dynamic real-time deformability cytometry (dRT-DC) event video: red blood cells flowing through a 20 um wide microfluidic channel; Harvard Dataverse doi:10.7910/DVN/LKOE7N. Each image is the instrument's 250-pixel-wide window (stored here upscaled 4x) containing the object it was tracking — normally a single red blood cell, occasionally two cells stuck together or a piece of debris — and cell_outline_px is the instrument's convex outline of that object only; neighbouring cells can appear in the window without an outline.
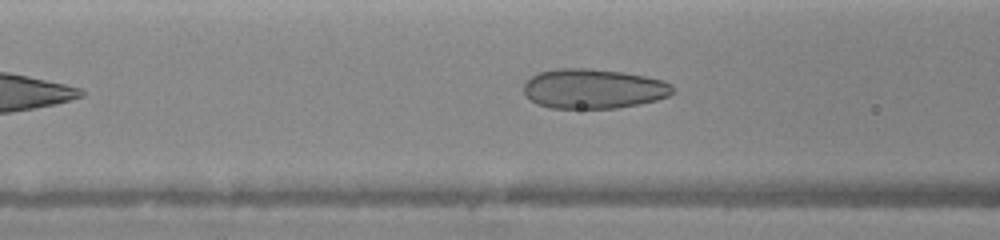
{"species": "human", "species_latin": "Homo sapiens", "temperature_condition": "warm", "stored_images_in_passage": 30, "camera_frame_rate_fps": 3000, "um_per_image_px": 0.085, "donor": {"sex": "female"}, "frame": {"image": 1, "passage_image": 8, "time_ms": 3.333, "image_size_px": [1000, 240], "cell_outline_px": [[672, 92], [668, 96], [656, 100], [640, 104], [616, 108], [548, 108], [536, 104], [524, 96], [524, 84], [532, 76], [540, 72], [560, 68], [592, 68], [624, 72], [664, 80], [672, 84]], "centroid_in_image_um": [50.42, 7.54], "position_along_channel_um": 116.2, "area_um2": 34.68}}
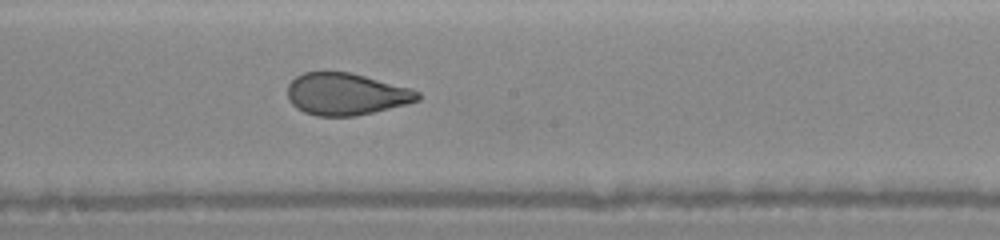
{"frame": {"image": 2, "passage_image": 15, "time_ms": 5.667, "image_size_px": [1000, 240], "cell_outline_px": [[420, 100], [408, 104], [356, 116], [316, 116], [304, 112], [296, 108], [288, 100], [288, 84], [296, 76], [304, 72], [348, 72], [412, 88], [420, 92]], "centroid_in_image_um": [29.42, 8.01], "position_along_channel_um": 218.8, "area_um2": 31.96}}
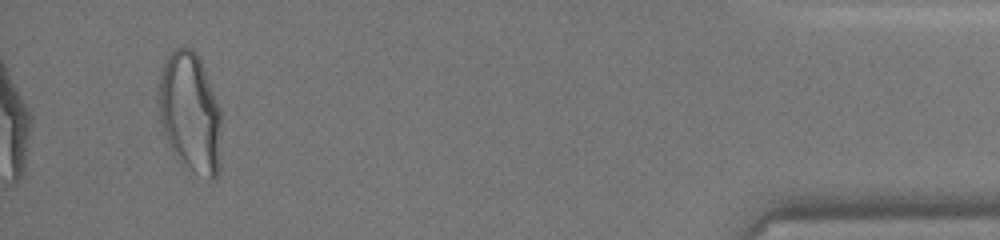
{"frame": {"image": 3, "passage_image": 30, "time_ms": 11.667, "image_size_px": [1000, 240], "cell_outline_px": [[220, 172], [212, 180], [208, 180], [180, 160], [172, 152], [168, 144], [160, 120], [156, 100], [160, 72], [168, 52], [172, 48], [184, 44], [192, 48], [200, 56], [220, 108]], "centroid_in_image_um": [16.14, 9.48], "position_along_channel_um": 419.1, "area_um2": 44.85}}